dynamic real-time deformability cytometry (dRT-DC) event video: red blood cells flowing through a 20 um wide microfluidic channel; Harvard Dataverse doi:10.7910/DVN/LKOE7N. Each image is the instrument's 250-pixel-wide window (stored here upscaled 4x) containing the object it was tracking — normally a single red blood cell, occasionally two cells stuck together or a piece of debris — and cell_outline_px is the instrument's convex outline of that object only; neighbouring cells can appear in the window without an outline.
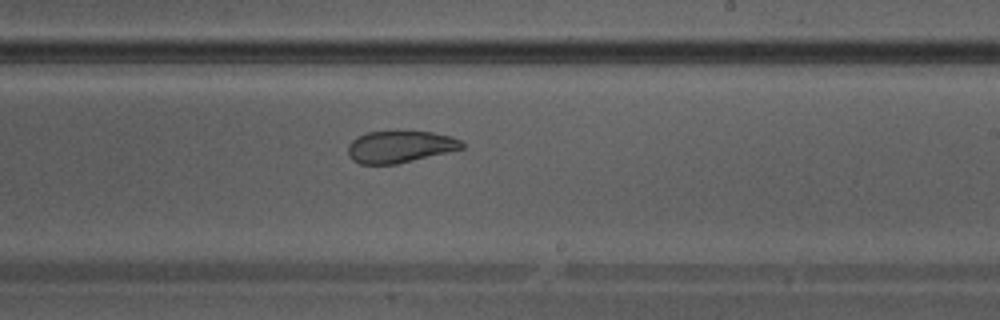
{"species": "Egyptian fruit bat (a non-hibernating species)", "species_latin": "Rousettus aegyptiacus", "temperature_condition": "warm", "stored_images_in_passage": 27, "camera_frame_rate_fps": 3000, "um_per_image_px": 0.085, "animal": {"sex": "male"}, "frame": {"image": 1, "passage_image": 12, "time_ms": 3.667, "image_size_px": [1000, 320], "cell_outline_px": [[464, 148], [396, 164], [360, 164], [352, 160], [348, 156], [348, 144], [356, 136], [368, 132], [396, 128], [432, 132], [452, 136], [460, 140], [464, 144]], "centroid_in_image_um": [33.96, 12.42], "position_along_channel_um": 255.0, "area_um2": 21.96}}